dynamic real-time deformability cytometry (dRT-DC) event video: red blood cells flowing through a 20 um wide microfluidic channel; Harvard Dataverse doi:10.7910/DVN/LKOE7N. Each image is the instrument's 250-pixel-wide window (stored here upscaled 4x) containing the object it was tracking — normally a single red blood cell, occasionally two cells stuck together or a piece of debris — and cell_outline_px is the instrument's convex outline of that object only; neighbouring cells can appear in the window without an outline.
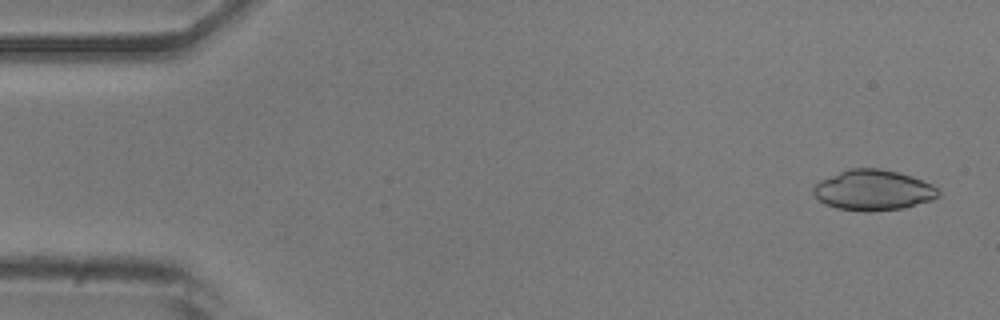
{"species": "common noctule bat (a hibernating species)", "species_latin": "Nyctalus noctula", "temperature_condition": "room temperature", "stored_images_in_passage": 51, "camera_frame_rate_fps": 3000, "um_per_image_px": 0.085, "animal": {"sex": "male", "body_mass_g": 20.5, "forearm_length_mm": 52.5}, "frame": {"image": 1, "passage_image": 2, "time_ms": 0.333, "image_size_px": [1000, 320], "cell_outline_px": [[940, 192], [932, 200], [904, 208], [868, 212], [864, 212], [836, 208], [820, 200], [812, 192], [812, 188], [820, 180], [848, 168], [880, 168], [912, 176], [932, 184]], "centroid_in_image_um": [74.22, 16.16], "position_along_channel_um": 10.8, "area_um2": 29.42}}
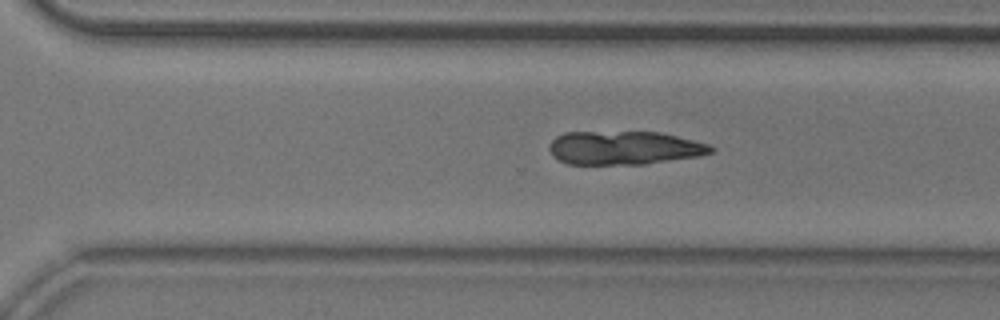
{"frame": {"image": 2, "passage_image": 35, "time_ms": 11.333, "image_size_px": [1000, 320], "cell_outline_px": [[716, 148], [712, 152], [696, 156], [644, 164], [568, 164], [552, 156], [548, 148], [552, 140], [556, 136], [564, 132], [660, 132], [708, 144]], "centroid_in_image_um": [53.01, 12.56], "position_along_channel_um": 317.6, "area_um2": 31.44}}
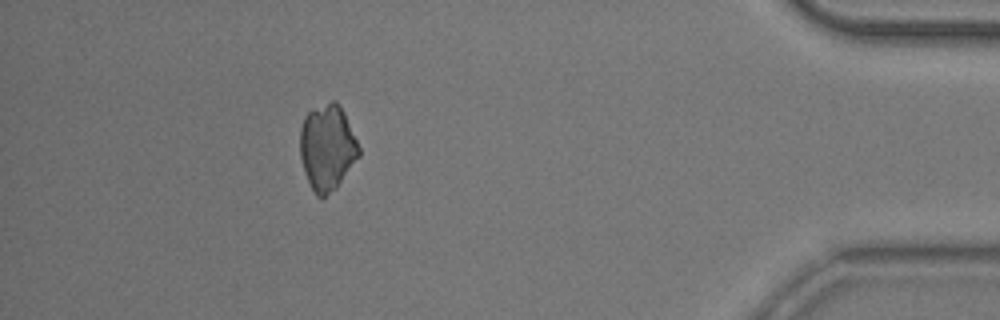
{"frame": {"image": 3, "passage_image": 46, "time_ms": 15.0, "image_size_px": [1000, 320], "cell_outline_px": [[360, 156], [336, 188], [320, 200], [316, 196], [304, 172], [300, 156], [300, 128], [304, 116], [312, 108], [332, 100], [336, 100], [344, 112], [360, 148]], "centroid_in_image_um": [27.81, 12.53], "position_along_channel_um": 407.4, "area_um2": 29.59}}